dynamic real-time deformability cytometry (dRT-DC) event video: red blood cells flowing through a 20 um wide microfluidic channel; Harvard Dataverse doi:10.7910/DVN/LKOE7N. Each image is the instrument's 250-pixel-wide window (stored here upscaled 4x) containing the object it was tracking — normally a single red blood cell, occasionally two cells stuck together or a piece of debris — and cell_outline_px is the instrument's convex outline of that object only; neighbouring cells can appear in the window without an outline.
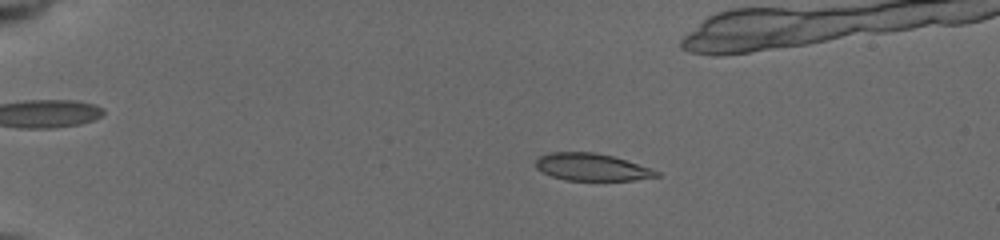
{"species": "common noctule bat (a hibernating species)", "species_latin": "Nyctalus noctula", "temperature_condition": "cold", "stored_images_in_passage": 59, "camera_frame_rate_fps": 3000, "um_per_image_px": 0.085, "animal": {"sex": "female", "body_mass_g": 19.5, "forearm_length_mm": 54.1}, "frame": {"image": 1, "passage_image": 10, "time_ms": 2.333, "image_size_px": [1000, 240], "cell_outline_px": [[660, 176], [632, 180], [564, 180], [540, 172], [536, 168], [536, 160], [540, 156], [552, 152], [596, 152], [612, 156], [652, 168], [660, 172]], "centroid_in_image_um": [50.29, 14.2], "position_along_channel_um": 34.7, "area_um2": 19.19}}
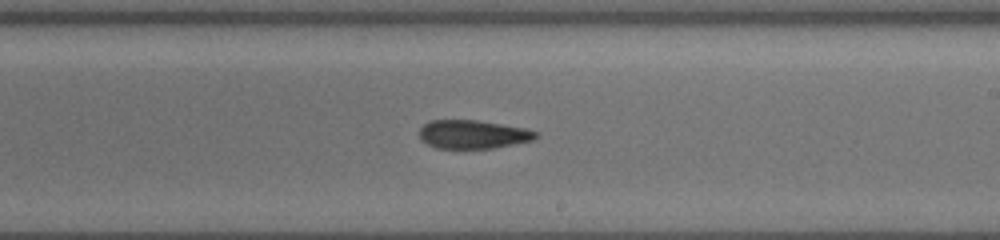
{"frame": {"image": 2, "passage_image": 39, "time_ms": 9.667, "image_size_px": [1000, 240], "cell_outline_px": [[540, 136], [532, 140], [492, 148], [436, 148], [420, 140], [420, 128], [428, 120], [476, 120], [528, 128], [540, 132]], "centroid_in_image_um": [40.22, 11.41], "position_along_channel_um": 248.8, "area_um2": 19.48}}
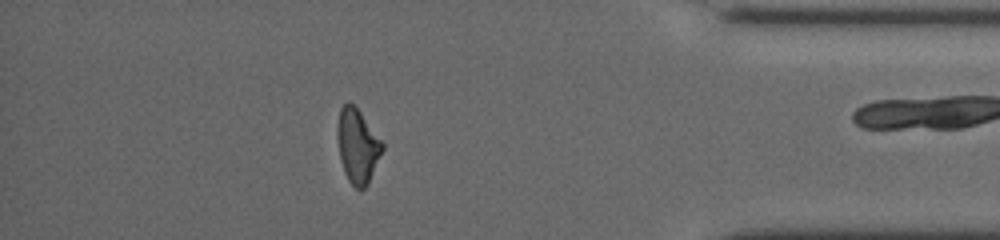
{"frame": {"image": 3, "passage_image": 52, "time_ms": 14.333, "image_size_px": [1000, 240], "cell_outline_px": [[384, 148], [368, 184], [360, 192], [348, 180], [344, 172], [340, 160], [336, 136], [336, 128], [340, 108], [348, 100], [360, 112], [384, 144]], "centroid_in_image_um": [30.37, 12.42], "position_along_channel_um": 404.8, "area_um2": 19.54}}